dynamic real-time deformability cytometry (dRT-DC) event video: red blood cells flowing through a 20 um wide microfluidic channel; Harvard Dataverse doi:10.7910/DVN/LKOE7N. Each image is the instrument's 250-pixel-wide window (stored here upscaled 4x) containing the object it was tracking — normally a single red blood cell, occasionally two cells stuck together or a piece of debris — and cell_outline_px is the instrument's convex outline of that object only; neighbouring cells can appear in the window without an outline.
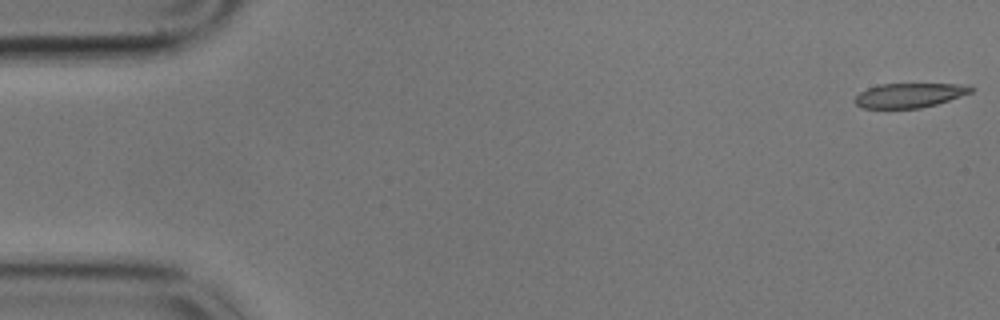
{"species": "common noctule bat (a hibernating species)", "species_latin": "Nyctalus noctula", "temperature_condition": "cold", "stored_images_in_passage": 12, "camera_frame_rate_fps": 3000, "um_per_image_px": 0.085, "animal": {"sex": "male", "body_mass_g": 17.9}, "frame": {"image": 1, "passage_image": 1, "time_ms": 0.0, "image_size_px": [1000, 320], "cell_outline_px": [[976, 88], [972, 92], [936, 104], [920, 108], [864, 108], [856, 104], [852, 100], [860, 92], [868, 88], [880, 84], [968, 84]], "centroid_in_image_um": [77.31, 8.09], "position_along_channel_um": 7.7, "area_um2": 16.53}}